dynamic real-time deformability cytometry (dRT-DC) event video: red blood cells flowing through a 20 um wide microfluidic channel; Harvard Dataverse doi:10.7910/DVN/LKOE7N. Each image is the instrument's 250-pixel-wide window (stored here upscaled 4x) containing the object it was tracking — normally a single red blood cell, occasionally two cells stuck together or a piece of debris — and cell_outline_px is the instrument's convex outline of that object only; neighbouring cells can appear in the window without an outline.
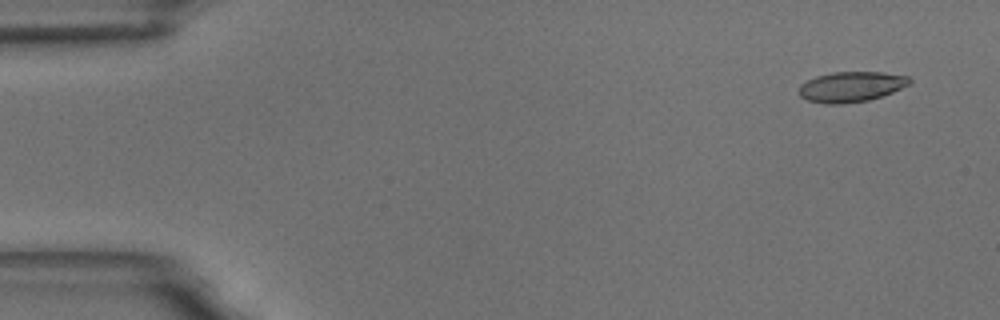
{"species": "common noctule bat (a hibernating species)", "species_latin": "Nyctalus noctula", "temperature_condition": "room temperature", "stored_images_in_passage": 6, "camera_frame_rate_fps": 3000, "um_per_image_px": 0.085, "animal": {"sex": "male", "body_mass_g": 18.8}, "frame": {"image": 1, "passage_image": 1, "time_ms": 0.0, "image_size_px": [1000, 320], "cell_outline_px": [[912, 80], [908, 84], [892, 92], [868, 100], [840, 104], [824, 104], [808, 100], [800, 96], [800, 84], [816, 76], [832, 72], [884, 72], [908, 76]], "centroid_in_image_um": [72.33, 7.37], "position_along_channel_um": 12.7, "area_um2": 19.36}}
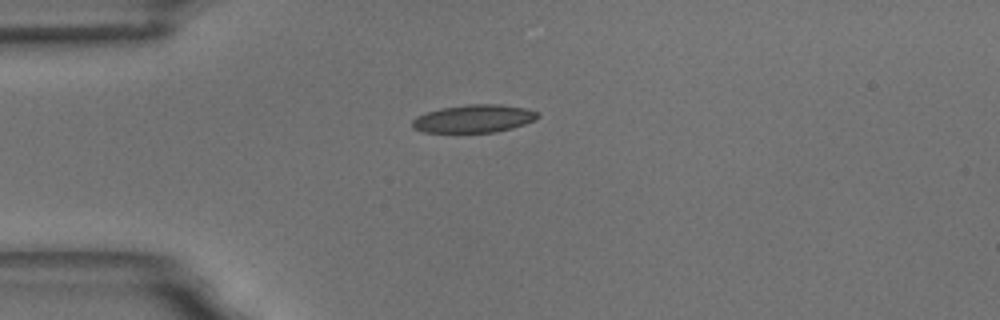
{"frame": {"image": 2, "passage_image": 4, "time_ms": 3.667, "image_size_px": [1000, 320], "cell_outline_px": [[540, 116], [536, 120], [512, 128], [496, 132], [424, 132], [412, 128], [412, 120], [416, 116], [440, 108], [468, 104], [500, 104], [524, 108], [540, 112]], "centroid_in_image_um": [40.3, 10.08], "position_along_channel_um": 44.7, "area_um2": 20.46}}
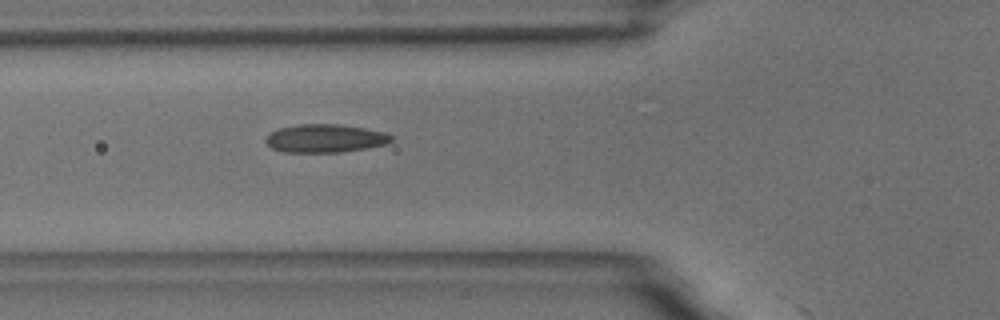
{"frame": {"image": 3, "passage_image": 6, "time_ms": 5.667, "image_size_px": [1000, 320], "cell_outline_px": [[392, 140], [384, 144], [364, 148], [340, 152], [284, 152], [272, 148], [264, 140], [272, 132], [280, 128], [300, 124], [340, 124], [364, 128], [384, 132], [392, 136]], "centroid_in_image_um": [27.62, 11.76], "position_along_channel_um": 98.2, "area_um2": 20.35}}